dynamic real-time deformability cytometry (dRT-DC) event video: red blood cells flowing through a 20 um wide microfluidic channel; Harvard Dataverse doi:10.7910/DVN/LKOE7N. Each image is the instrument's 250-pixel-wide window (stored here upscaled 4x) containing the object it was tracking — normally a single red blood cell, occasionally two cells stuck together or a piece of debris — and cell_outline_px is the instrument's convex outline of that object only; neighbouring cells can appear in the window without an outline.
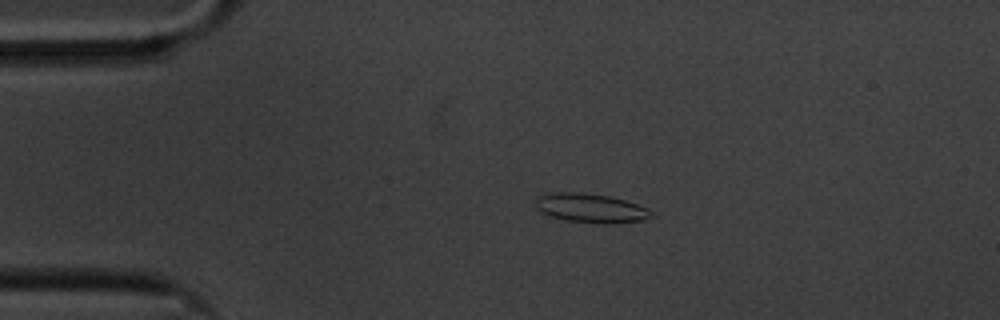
{"species": "common noctule bat (a hibernating species)", "species_latin": "Nyctalus noctula", "temperature_condition": "cold", "stored_images_in_passage": 48, "camera_frame_rate_fps": 3000, "um_per_image_px": 0.085, "animal": {"sex": "male", "body_mass_g": 20.1, "forearm_length_mm": 53.5}, "frame": {"image": 1, "passage_image": 1, "time_ms": 0.0, "image_size_px": [1000, 320], "cell_outline_px": [[656, 216], [644, 220], [612, 224], [604, 224], [568, 220], [552, 216], [540, 212], [536, 208], [536, 196], [544, 192], [584, 192], [608, 196], [624, 200], [648, 208]], "centroid_in_image_um": [50.21, 17.68], "position_along_channel_um": 34.8, "area_um2": 19.88}}
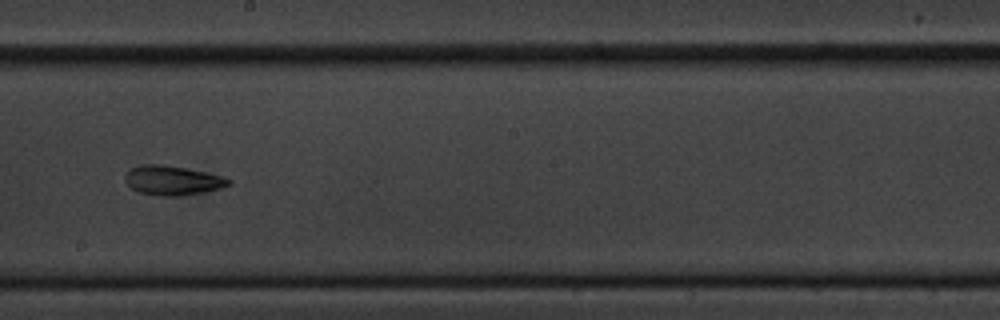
{"frame": {"image": 2, "passage_image": 22, "time_ms": 7.0, "image_size_px": [1000, 320], "cell_outline_px": [[232, 184], [220, 188], [204, 192], [180, 196], [156, 196], [136, 192], [124, 180], [124, 176], [132, 168], [140, 164], [160, 164], [208, 172], [224, 176], [232, 180]], "centroid_in_image_um": [14.68, 15.34], "position_along_channel_um": 233.5, "area_um2": 17.98}}
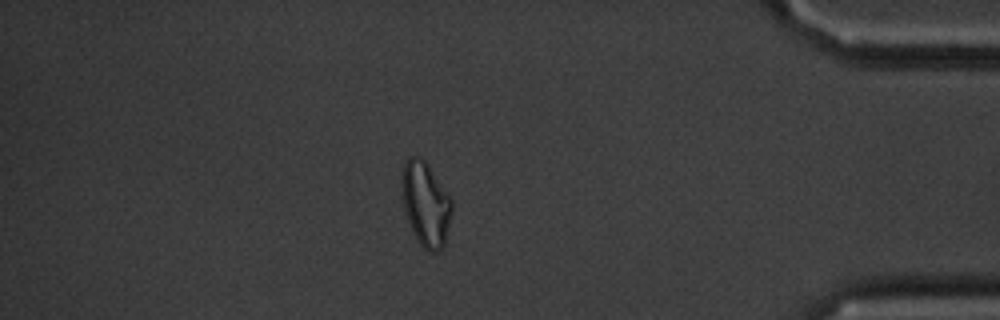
{"frame": {"image": 3, "passage_image": 40, "time_ms": 13.0, "image_size_px": [1000, 320], "cell_outline_px": [[452, 212], [444, 244], [436, 252], [428, 252], [420, 244], [408, 220], [404, 208], [400, 184], [400, 176], [404, 160], [408, 156], [420, 156], [428, 164], [452, 200]], "centroid_in_image_um": [36.15, 17.27], "position_along_channel_um": 399.0, "area_um2": 24.62}, "authors_computed_cell_mechanics": {"area_um2": 17.9758, "velocity_mm_per_s": 3.3598, "shape_relaxation_time_tau1_ms": 5.5999, "shape_relaxation_time_tau2_ms": 3.2859, "deformation_change_tau1": 0.15, "deformation_change_tau2": 0.1008}}